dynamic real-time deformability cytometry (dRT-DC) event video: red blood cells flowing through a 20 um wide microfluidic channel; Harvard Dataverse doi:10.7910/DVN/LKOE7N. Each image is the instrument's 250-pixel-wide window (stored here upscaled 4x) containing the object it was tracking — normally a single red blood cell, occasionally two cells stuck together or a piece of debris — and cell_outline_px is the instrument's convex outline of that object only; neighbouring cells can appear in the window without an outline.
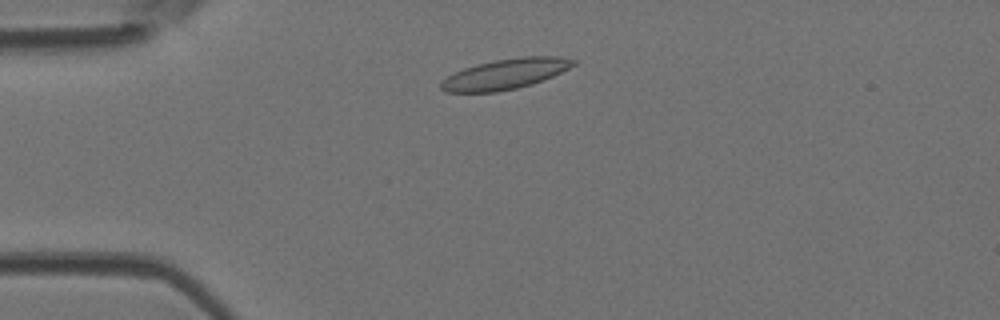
{"species": "Egyptian fruit bat (a non-hibernating species)", "species_latin": "Rousettus aegyptiacus", "temperature_condition": "room temperature", "stored_images_in_passage": 2, "camera_frame_rate_fps": 3000, "um_per_image_px": 0.085, "animal": {"sex": "female"}, "frame": {"image": 1, "passage_image": 1, "time_ms": 0.0, "image_size_px": [1000, 320], "cell_outline_px": [[576, 64], [552, 76], [532, 84], [516, 88], [496, 92], [444, 92], [440, 88], [440, 84], [448, 76], [464, 68], [476, 64], [496, 60], [524, 56], [560, 56], [576, 60]], "centroid_in_image_um": [42.96, 6.29], "position_along_channel_um": 42.0, "area_um2": 23.18}}